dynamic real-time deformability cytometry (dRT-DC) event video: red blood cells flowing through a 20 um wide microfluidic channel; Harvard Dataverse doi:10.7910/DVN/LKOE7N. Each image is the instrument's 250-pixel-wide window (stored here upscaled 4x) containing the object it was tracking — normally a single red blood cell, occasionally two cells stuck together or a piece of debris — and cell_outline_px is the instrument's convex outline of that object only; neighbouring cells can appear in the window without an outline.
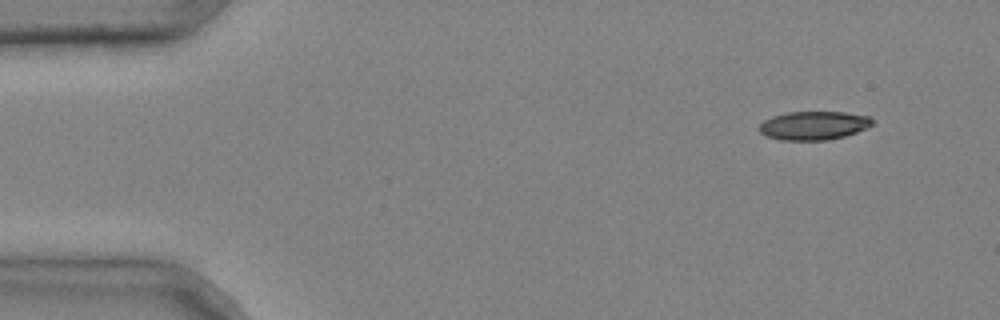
{"species": "common noctule bat (a hibernating species)", "species_latin": "Nyctalus noctula", "temperature_condition": "cold", "stored_images_in_passage": 5, "camera_frame_rate_fps": 3000, "um_per_image_px": 0.085, "animal": {"sex": "male", "body_mass_g": 20.4}, "frame": {"image": 1, "passage_image": 1, "time_ms": 0.0, "image_size_px": [1000, 320], "cell_outline_px": [[872, 124], [868, 128], [844, 136], [824, 140], [780, 140], [764, 136], [756, 128], [764, 120], [772, 116], [788, 112], [844, 112], [868, 116], [872, 120]], "centroid_in_image_um": [69.11, 10.67], "position_along_channel_um": 15.9, "area_um2": 18.9}}
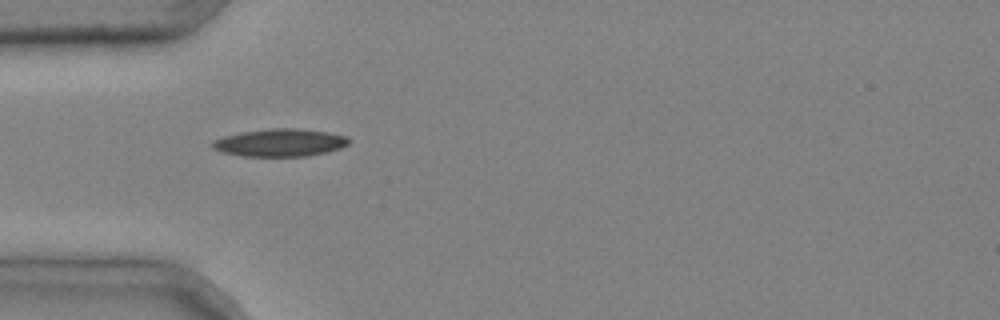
{"frame": {"image": 2, "passage_image": 4, "time_ms": 1.0, "image_size_px": [1000, 320], "cell_outline_px": [[352, 140], [348, 144], [340, 148], [328, 152], [308, 156], [244, 156], [220, 152], [212, 148], [212, 140], [224, 136], [240, 132], [272, 128], [300, 128], [328, 132], [348, 136]], "centroid_in_image_um": [23.82, 12.12], "position_along_channel_um": 61.2, "area_um2": 22.25}}